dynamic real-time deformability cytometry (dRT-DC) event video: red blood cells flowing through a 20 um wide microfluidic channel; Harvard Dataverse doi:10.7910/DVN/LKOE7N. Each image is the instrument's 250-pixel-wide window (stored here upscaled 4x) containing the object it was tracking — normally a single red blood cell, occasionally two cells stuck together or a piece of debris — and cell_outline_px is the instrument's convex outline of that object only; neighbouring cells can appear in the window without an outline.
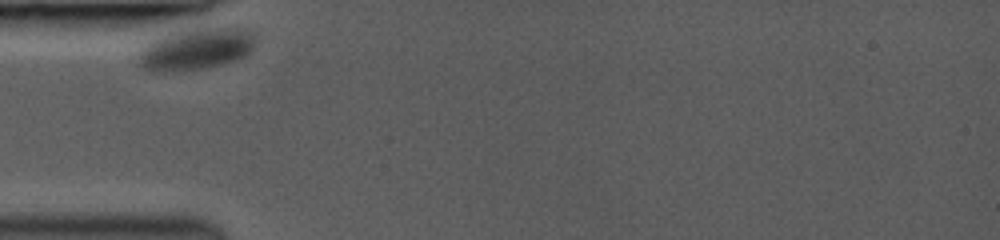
{"species": "common noctule bat (a hibernating species)", "species_latin": "Nyctalus noctula", "temperature_condition": "room temperature", "stored_images_in_passage": 12, "camera_frame_rate_fps": 3000, "um_per_image_px": 0.085, "animal": {"sex": "female", "body_mass_g": 19.0, "forearm_length_mm": 53.3}, "frame": {"image": 1, "passage_image": 1, "time_ms": 0.0, "image_size_px": [1000, 240], "cell_outline_px": [[256, 40], [252, 48], [244, 56], [236, 60], [208, 68], [180, 72], [148, 72], [140, 68], [136, 56], [136, 52], [148, 40], [160, 36], [176, 32], [204, 28], [236, 24], [240, 24], [256, 32]], "centroid_in_image_um": [16.65, 4.15], "position_along_channel_um": 68.3, "area_um2": 30.0}}